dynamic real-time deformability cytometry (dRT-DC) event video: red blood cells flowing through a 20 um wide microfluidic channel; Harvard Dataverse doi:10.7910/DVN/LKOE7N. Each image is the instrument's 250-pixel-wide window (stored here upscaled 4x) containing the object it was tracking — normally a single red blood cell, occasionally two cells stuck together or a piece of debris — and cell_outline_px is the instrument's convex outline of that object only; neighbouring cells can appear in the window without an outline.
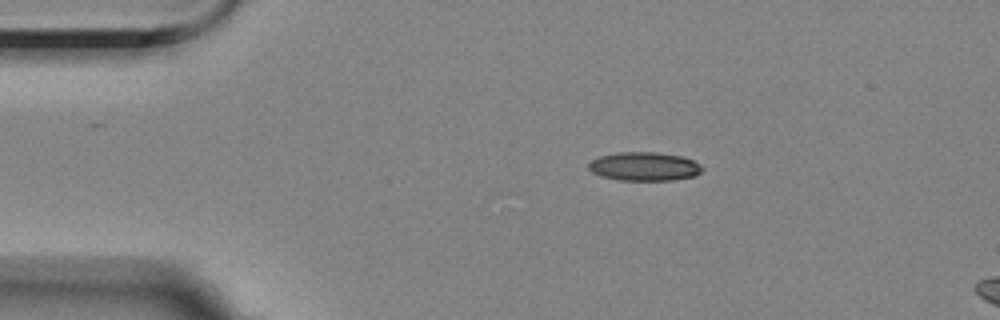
{"species": "Egyptian fruit bat (a non-hibernating species)", "species_latin": "Rousettus aegyptiacus", "temperature_condition": "room temperature", "stored_images_in_passage": 6, "camera_frame_rate_fps": 3000, "um_per_image_px": 0.085, "animal": {"sex": "female"}, "frame": {"image": 1, "passage_image": 1, "time_ms": 0.0, "image_size_px": [1000, 320], "cell_outline_px": [[704, 168], [696, 176], [676, 180], [620, 180], [600, 176], [592, 172], [588, 168], [588, 164], [592, 160], [600, 156], [616, 152], [656, 152], [680, 156], [692, 160], [700, 164]], "centroid_in_image_um": [54.77, 14.15], "position_along_channel_um": 30.2, "area_um2": 19.07}}